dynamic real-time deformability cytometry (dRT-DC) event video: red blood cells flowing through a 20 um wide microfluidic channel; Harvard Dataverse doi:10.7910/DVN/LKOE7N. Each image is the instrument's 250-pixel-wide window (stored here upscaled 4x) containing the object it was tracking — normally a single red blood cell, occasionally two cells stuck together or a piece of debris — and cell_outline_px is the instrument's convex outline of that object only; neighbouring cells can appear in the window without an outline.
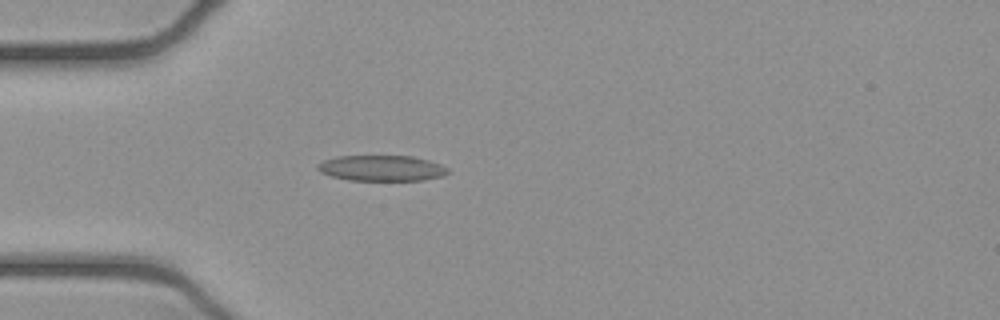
{"species": "common noctule bat (a hibernating species)", "species_latin": "Nyctalus noctula", "temperature_condition": "cold", "stored_images_in_passage": 38, "camera_frame_rate_fps": 3000, "um_per_image_px": 0.085, "animal": {"sex": "female", "body_mass_g": 21.9}, "frame": {"image": 1, "passage_image": 1, "time_ms": 0.0, "image_size_px": [1000, 320], "cell_outline_px": [[448, 172], [444, 176], [424, 180], [348, 180], [332, 176], [320, 172], [316, 168], [316, 164], [324, 160], [336, 156], [412, 156], [428, 160], [440, 164], [448, 168]], "centroid_in_image_um": [32.42, 14.29], "position_along_channel_um": 52.6, "area_um2": 19.54}}
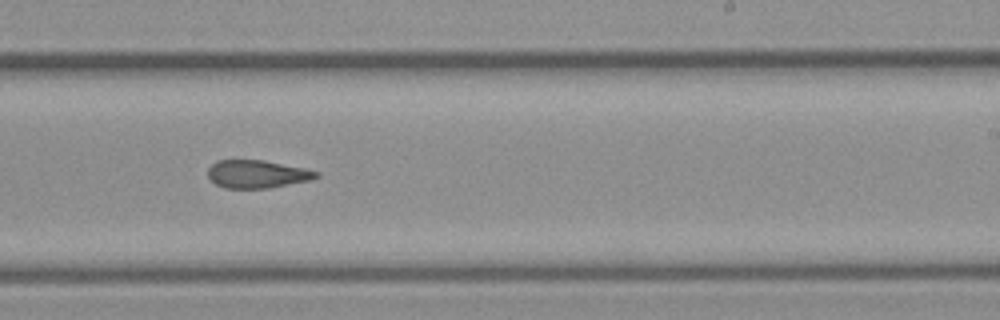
{"frame": {"image": 2, "passage_image": 18, "time_ms": 5.667, "image_size_px": [1000, 320], "cell_outline_px": [[320, 176], [312, 180], [268, 188], [224, 188], [216, 184], [208, 176], [208, 168], [216, 160], [264, 160], [304, 168], [320, 172]], "centroid_in_image_um": [21.87, 14.79], "position_along_channel_um": 267.1, "area_um2": 17.69}}
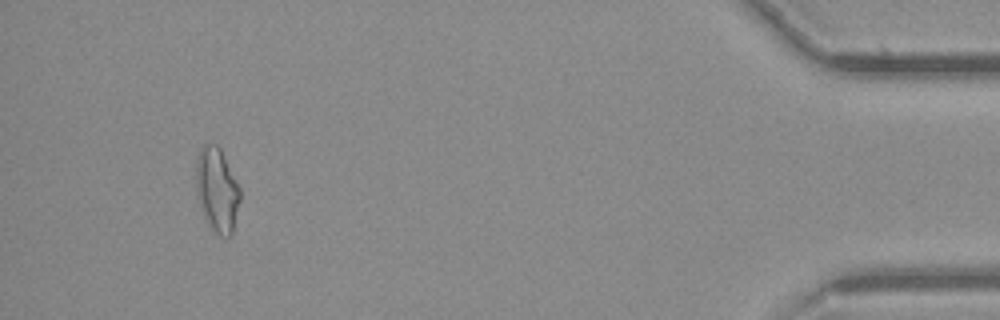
{"frame": {"image": 3, "passage_image": 35, "time_ms": 11.333, "image_size_px": [1000, 320], "cell_outline_px": [[240, 200], [232, 236], [228, 240], [220, 236], [204, 220], [196, 196], [196, 160], [200, 148], [204, 144], [216, 144], [220, 148], [240, 188]], "centroid_in_image_um": [18.43, 16.19], "position_along_channel_um": 416.8, "area_um2": 21.96}, "authors_computed_cell_mechanics": {"area_um2": 18.7561, "velocity_mm_per_s": 3.9229, "shape_relaxation_time_tau1_ms": null, "shape_relaxation_time_tau2_ms": 1.1412, "deformation_change_tau1": null, "deformation_change_tau2": 0.0759}}